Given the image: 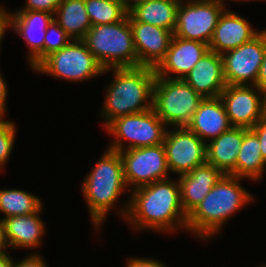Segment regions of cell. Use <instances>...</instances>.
Returning <instances> with one entry per match:
<instances>
[{
    "instance_id": "cell-16",
    "label": "cell",
    "mask_w": 266,
    "mask_h": 267,
    "mask_svg": "<svg viewBox=\"0 0 266 267\" xmlns=\"http://www.w3.org/2000/svg\"><path fill=\"white\" fill-rule=\"evenodd\" d=\"M208 51L204 42L173 36L165 58L155 68L156 77L183 79Z\"/></svg>"
},
{
    "instance_id": "cell-1",
    "label": "cell",
    "mask_w": 266,
    "mask_h": 267,
    "mask_svg": "<svg viewBox=\"0 0 266 267\" xmlns=\"http://www.w3.org/2000/svg\"><path fill=\"white\" fill-rule=\"evenodd\" d=\"M125 207L120 209L129 226L136 231H187V215L180 201V186L176 179H163L131 191Z\"/></svg>"
},
{
    "instance_id": "cell-19",
    "label": "cell",
    "mask_w": 266,
    "mask_h": 267,
    "mask_svg": "<svg viewBox=\"0 0 266 267\" xmlns=\"http://www.w3.org/2000/svg\"><path fill=\"white\" fill-rule=\"evenodd\" d=\"M223 175L213 165L205 163L189 173L178 176L180 201L187 216L204 199Z\"/></svg>"
},
{
    "instance_id": "cell-24",
    "label": "cell",
    "mask_w": 266,
    "mask_h": 267,
    "mask_svg": "<svg viewBox=\"0 0 266 267\" xmlns=\"http://www.w3.org/2000/svg\"><path fill=\"white\" fill-rule=\"evenodd\" d=\"M53 19L72 40H82L92 27L85 0H62Z\"/></svg>"
},
{
    "instance_id": "cell-23",
    "label": "cell",
    "mask_w": 266,
    "mask_h": 267,
    "mask_svg": "<svg viewBox=\"0 0 266 267\" xmlns=\"http://www.w3.org/2000/svg\"><path fill=\"white\" fill-rule=\"evenodd\" d=\"M179 2L175 0H137L128 14L137 22L162 27L174 33Z\"/></svg>"
},
{
    "instance_id": "cell-30",
    "label": "cell",
    "mask_w": 266,
    "mask_h": 267,
    "mask_svg": "<svg viewBox=\"0 0 266 267\" xmlns=\"http://www.w3.org/2000/svg\"><path fill=\"white\" fill-rule=\"evenodd\" d=\"M62 0H26L25 7L17 11H45L54 15Z\"/></svg>"
},
{
    "instance_id": "cell-5",
    "label": "cell",
    "mask_w": 266,
    "mask_h": 267,
    "mask_svg": "<svg viewBox=\"0 0 266 267\" xmlns=\"http://www.w3.org/2000/svg\"><path fill=\"white\" fill-rule=\"evenodd\" d=\"M82 41L104 69L137 67L129 14L113 24L92 26Z\"/></svg>"
},
{
    "instance_id": "cell-38",
    "label": "cell",
    "mask_w": 266,
    "mask_h": 267,
    "mask_svg": "<svg viewBox=\"0 0 266 267\" xmlns=\"http://www.w3.org/2000/svg\"><path fill=\"white\" fill-rule=\"evenodd\" d=\"M14 260L7 253L0 254V267H13Z\"/></svg>"
},
{
    "instance_id": "cell-10",
    "label": "cell",
    "mask_w": 266,
    "mask_h": 267,
    "mask_svg": "<svg viewBox=\"0 0 266 267\" xmlns=\"http://www.w3.org/2000/svg\"><path fill=\"white\" fill-rule=\"evenodd\" d=\"M119 153L128 191L169 178L163 144L122 150Z\"/></svg>"
},
{
    "instance_id": "cell-43",
    "label": "cell",
    "mask_w": 266,
    "mask_h": 267,
    "mask_svg": "<svg viewBox=\"0 0 266 267\" xmlns=\"http://www.w3.org/2000/svg\"><path fill=\"white\" fill-rule=\"evenodd\" d=\"M175 1H177V2H179V3H181V2H186V1H184V0H175ZM191 1H200V0H188V2H191Z\"/></svg>"
},
{
    "instance_id": "cell-18",
    "label": "cell",
    "mask_w": 266,
    "mask_h": 267,
    "mask_svg": "<svg viewBox=\"0 0 266 267\" xmlns=\"http://www.w3.org/2000/svg\"><path fill=\"white\" fill-rule=\"evenodd\" d=\"M250 24L243 16L225 9L214 30L209 50L222 55L250 41L260 32Z\"/></svg>"
},
{
    "instance_id": "cell-22",
    "label": "cell",
    "mask_w": 266,
    "mask_h": 267,
    "mask_svg": "<svg viewBox=\"0 0 266 267\" xmlns=\"http://www.w3.org/2000/svg\"><path fill=\"white\" fill-rule=\"evenodd\" d=\"M41 211L42 207L33 214L2 218L6 240L11 249L39 248L46 230L45 222L40 218Z\"/></svg>"
},
{
    "instance_id": "cell-40",
    "label": "cell",
    "mask_w": 266,
    "mask_h": 267,
    "mask_svg": "<svg viewBox=\"0 0 266 267\" xmlns=\"http://www.w3.org/2000/svg\"><path fill=\"white\" fill-rule=\"evenodd\" d=\"M117 1L123 3L127 8H129L137 0H117Z\"/></svg>"
},
{
    "instance_id": "cell-28",
    "label": "cell",
    "mask_w": 266,
    "mask_h": 267,
    "mask_svg": "<svg viewBox=\"0 0 266 267\" xmlns=\"http://www.w3.org/2000/svg\"><path fill=\"white\" fill-rule=\"evenodd\" d=\"M71 40L72 39L53 19L48 25L46 35L44 36V58L49 54L60 50Z\"/></svg>"
},
{
    "instance_id": "cell-36",
    "label": "cell",
    "mask_w": 266,
    "mask_h": 267,
    "mask_svg": "<svg viewBox=\"0 0 266 267\" xmlns=\"http://www.w3.org/2000/svg\"><path fill=\"white\" fill-rule=\"evenodd\" d=\"M8 88L0 72V106L6 111Z\"/></svg>"
},
{
    "instance_id": "cell-35",
    "label": "cell",
    "mask_w": 266,
    "mask_h": 267,
    "mask_svg": "<svg viewBox=\"0 0 266 267\" xmlns=\"http://www.w3.org/2000/svg\"><path fill=\"white\" fill-rule=\"evenodd\" d=\"M255 86H257L262 91L266 89V51L264 54L263 61L261 63V67L259 69Z\"/></svg>"
},
{
    "instance_id": "cell-29",
    "label": "cell",
    "mask_w": 266,
    "mask_h": 267,
    "mask_svg": "<svg viewBox=\"0 0 266 267\" xmlns=\"http://www.w3.org/2000/svg\"><path fill=\"white\" fill-rule=\"evenodd\" d=\"M16 125L13 121H7L0 126V171L8 162L12 153L16 137Z\"/></svg>"
},
{
    "instance_id": "cell-41",
    "label": "cell",
    "mask_w": 266,
    "mask_h": 267,
    "mask_svg": "<svg viewBox=\"0 0 266 267\" xmlns=\"http://www.w3.org/2000/svg\"><path fill=\"white\" fill-rule=\"evenodd\" d=\"M262 95H263V112L266 115V89L262 91Z\"/></svg>"
},
{
    "instance_id": "cell-4",
    "label": "cell",
    "mask_w": 266,
    "mask_h": 267,
    "mask_svg": "<svg viewBox=\"0 0 266 267\" xmlns=\"http://www.w3.org/2000/svg\"><path fill=\"white\" fill-rule=\"evenodd\" d=\"M127 188L121 155L107 148L81 185L94 229L103 226L108 212Z\"/></svg>"
},
{
    "instance_id": "cell-37",
    "label": "cell",
    "mask_w": 266,
    "mask_h": 267,
    "mask_svg": "<svg viewBox=\"0 0 266 267\" xmlns=\"http://www.w3.org/2000/svg\"><path fill=\"white\" fill-rule=\"evenodd\" d=\"M7 248L8 243L5 236V226L3 223V219H0V254L6 253Z\"/></svg>"
},
{
    "instance_id": "cell-25",
    "label": "cell",
    "mask_w": 266,
    "mask_h": 267,
    "mask_svg": "<svg viewBox=\"0 0 266 267\" xmlns=\"http://www.w3.org/2000/svg\"><path fill=\"white\" fill-rule=\"evenodd\" d=\"M266 162L263 160L260 142L252 129L245 128L241 149L236 160V176L254 182L264 175Z\"/></svg>"
},
{
    "instance_id": "cell-9",
    "label": "cell",
    "mask_w": 266,
    "mask_h": 267,
    "mask_svg": "<svg viewBox=\"0 0 266 267\" xmlns=\"http://www.w3.org/2000/svg\"><path fill=\"white\" fill-rule=\"evenodd\" d=\"M179 3L174 36L210 43L219 18L226 9L218 0Z\"/></svg>"
},
{
    "instance_id": "cell-32",
    "label": "cell",
    "mask_w": 266,
    "mask_h": 267,
    "mask_svg": "<svg viewBox=\"0 0 266 267\" xmlns=\"http://www.w3.org/2000/svg\"><path fill=\"white\" fill-rule=\"evenodd\" d=\"M13 267H48L46 261L39 254H30L20 261H14Z\"/></svg>"
},
{
    "instance_id": "cell-42",
    "label": "cell",
    "mask_w": 266,
    "mask_h": 267,
    "mask_svg": "<svg viewBox=\"0 0 266 267\" xmlns=\"http://www.w3.org/2000/svg\"><path fill=\"white\" fill-rule=\"evenodd\" d=\"M218 1H219L224 7L227 6V5H225L226 3H224L225 0H218ZM232 1H233V0H232ZM234 1H235V2H236V1H248V2H249V1H253V0H234ZM255 1H257V0H255ZM265 1H266V0H265Z\"/></svg>"
},
{
    "instance_id": "cell-2",
    "label": "cell",
    "mask_w": 266,
    "mask_h": 267,
    "mask_svg": "<svg viewBox=\"0 0 266 267\" xmlns=\"http://www.w3.org/2000/svg\"><path fill=\"white\" fill-rule=\"evenodd\" d=\"M243 179L224 174L187 216V231L202 241L216 236L233 213L254 200V196L239 183Z\"/></svg>"
},
{
    "instance_id": "cell-27",
    "label": "cell",
    "mask_w": 266,
    "mask_h": 267,
    "mask_svg": "<svg viewBox=\"0 0 266 267\" xmlns=\"http://www.w3.org/2000/svg\"><path fill=\"white\" fill-rule=\"evenodd\" d=\"M92 26L113 24L128 16V8L117 0H85Z\"/></svg>"
},
{
    "instance_id": "cell-17",
    "label": "cell",
    "mask_w": 266,
    "mask_h": 267,
    "mask_svg": "<svg viewBox=\"0 0 266 267\" xmlns=\"http://www.w3.org/2000/svg\"><path fill=\"white\" fill-rule=\"evenodd\" d=\"M203 98H217L225 89L221 55L209 50L183 78Z\"/></svg>"
},
{
    "instance_id": "cell-39",
    "label": "cell",
    "mask_w": 266,
    "mask_h": 267,
    "mask_svg": "<svg viewBox=\"0 0 266 267\" xmlns=\"http://www.w3.org/2000/svg\"><path fill=\"white\" fill-rule=\"evenodd\" d=\"M6 114V111L0 106V126L5 124L7 120H4V116Z\"/></svg>"
},
{
    "instance_id": "cell-7",
    "label": "cell",
    "mask_w": 266,
    "mask_h": 267,
    "mask_svg": "<svg viewBox=\"0 0 266 267\" xmlns=\"http://www.w3.org/2000/svg\"><path fill=\"white\" fill-rule=\"evenodd\" d=\"M166 129L167 125L157 116L153 108L117 117L104 128L114 137L107 148L118 152L163 144ZM125 141H128L126 147Z\"/></svg>"
},
{
    "instance_id": "cell-20",
    "label": "cell",
    "mask_w": 266,
    "mask_h": 267,
    "mask_svg": "<svg viewBox=\"0 0 266 267\" xmlns=\"http://www.w3.org/2000/svg\"><path fill=\"white\" fill-rule=\"evenodd\" d=\"M186 127L201 140L207 142L205 140L210 141L219 137L223 132L229 130L232 125L229 122L222 100L217 97L204 98Z\"/></svg>"
},
{
    "instance_id": "cell-15",
    "label": "cell",
    "mask_w": 266,
    "mask_h": 267,
    "mask_svg": "<svg viewBox=\"0 0 266 267\" xmlns=\"http://www.w3.org/2000/svg\"><path fill=\"white\" fill-rule=\"evenodd\" d=\"M53 16L45 11L9 12L10 28L26 40L28 63L32 70L44 59V36Z\"/></svg>"
},
{
    "instance_id": "cell-8",
    "label": "cell",
    "mask_w": 266,
    "mask_h": 267,
    "mask_svg": "<svg viewBox=\"0 0 266 267\" xmlns=\"http://www.w3.org/2000/svg\"><path fill=\"white\" fill-rule=\"evenodd\" d=\"M33 70L70 82L88 81L105 75V69L82 40H71L60 50L46 56Z\"/></svg>"
},
{
    "instance_id": "cell-14",
    "label": "cell",
    "mask_w": 266,
    "mask_h": 267,
    "mask_svg": "<svg viewBox=\"0 0 266 267\" xmlns=\"http://www.w3.org/2000/svg\"><path fill=\"white\" fill-rule=\"evenodd\" d=\"M129 23L137 53V67L156 68L165 58L174 33L162 27L137 22L130 15Z\"/></svg>"
},
{
    "instance_id": "cell-34",
    "label": "cell",
    "mask_w": 266,
    "mask_h": 267,
    "mask_svg": "<svg viewBox=\"0 0 266 267\" xmlns=\"http://www.w3.org/2000/svg\"><path fill=\"white\" fill-rule=\"evenodd\" d=\"M7 28H10L9 12L0 6V47Z\"/></svg>"
},
{
    "instance_id": "cell-11",
    "label": "cell",
    "mask_w": 266,
    "mask_h": 267,
    "mask_svg": "<svg viewBox=\"0 0 266 267\" xmlns=\"http://www.w3.org/2000/svg\"><path fill=\"white\" fill-rule=\"evenodd\" d=\"M266 51V29L221 55L226 85H255Z\"/></svg>"
},
{
    "instance_id": "cell-13",
    "label": "cell",
    "mask_w": 266,
    "mask_h": 267,
    "mask_svg": "<svg viewBox=\"0 0 266 267\" xmlns=\"http://www.w3.org/2000/svg\"><path fill=\"white\" fill-rule=\"evenodd\" d=\"M219 97L232 127L251 129L264 115L262 90L255 85H227Z\"/></svg>"
},
{
    "instance_id": "cell-26",
    "label": "cell",
    "mask_w": 266,
    "mask_h": 267,
    "mask_svg": "<svg viewBox=\"0 0 266 267\" xmlns=\"http://www.w3.org/2000/svg\"><path fill=\"white\" fill-rule=\"evenodd\" d=\"M42 205L38 196L20 189H0V212L4 218L36 213Z\"/></svg>"
},
{
    "instance_id": "cell-6",
    "label": "cell",
    "mask_w": 266,
    "mask_h": 267,
    "mask_svg": "<svg viewBox=\"0 0 266 267\" xmlns=\"http://www.w3.org/2000/svg\"><path fill=\"white\" fill-rule=\"evenodd\" d=\"M203 99L183 79H155L152 108L167 127H186Z\"/></svg>"
},
{
    "instance_id": "cell-33",
    "label": "cell",
    "mask_w": 266,
    "mask_h": 267,
    "mask_svg": "<svg viewBox=\"0 0 266 267\" xmlns=\"http://www.w3.org/2000/svg\"><path fill=\"white\" fill-rule=\"evenodd\" d=\"M126 267H167L164 262L161 263L157 259L154 258H127Z\"/></svg>"
},
{
    "instance_id": "cell-3",
    "label": "cell",
    "mask_w": 266,
    "mask_h": 267,
    "mask_svg": "<svg viewBox=\"0 0 266 267\" xmlns=\"http://www.w3.org/2000/svg\"><path fill=\"white\" fill-rule=\"evenodd\" d=\"M113 70V80L107 86L101 117L104 128L115 118L137 114L153 107L155 68L147 66L105 69ZM150 100V101H149Z\"/></svg>"
},
{
    "instance_id": "cell-31",
    "label": "cell",
    "mask_w": 266,
    "mask_h": 267,
    "mask_svg": "<svg viewBox=\"0 0 266 267\" xmlns=\"http://www.w3.org/2000/svg\"><path fill=\"white\" fill-rule=\"evenodd\" d=\"M258 136L260 142L261 155L266 162V115L264 114L261 119L251 128Z\"/></svg>"
},
{
    "instance_id": "cell-21",
    "label": "cell",
    "mask_w": 266,
    "mask_h": 267,
    "mask_svg": "<svg viewBox=\"0 0 266 267\" xmlns=\"http://www.w3.org/2000/svg\"><path fill=\"white\" fill-rule=\"evenodd\" d=\"M244 134L245 128L231 127L219 137L206 142L207 163L225 175L236 176V160Z\"/></svg>"
},
{
    "instance_id": "cell-12",
    "label": "cell",
    "mask_w": 266,
    "mask_h": 267,
    "mask_svg": "<svg viewBox=\"0 0 266 267\" xmlns=\"http://www.w3.org/2000/svg\"><path fill=\"white\" fill-rule=\"evenodd\" d=\"M163 146L169 172L178 176L207 163L206 142L187 127L167 129Z\"/></svg>"
}]
</instances>
